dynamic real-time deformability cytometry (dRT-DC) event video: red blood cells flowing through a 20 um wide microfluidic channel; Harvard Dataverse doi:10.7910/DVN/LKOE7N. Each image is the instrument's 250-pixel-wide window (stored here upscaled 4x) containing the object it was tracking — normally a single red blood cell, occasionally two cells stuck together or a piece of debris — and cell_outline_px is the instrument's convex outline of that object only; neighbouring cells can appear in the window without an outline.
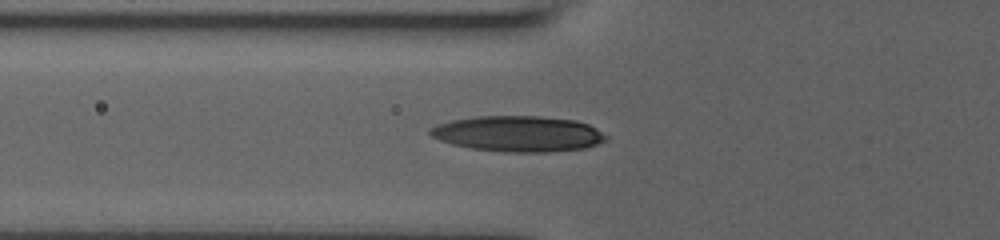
{"species": "human", "species_latin": "Homo sapiens", "temperature_condition": "room temperature", "stored_images_in_passage": 4, "camera_frame_rate_fps": 3000, "um_per_image_px": 0.085, "donor": {"sex": "male"}, "frame": {"image": 1, "passage_image": 2, "time_ms": 0.667, "image_size_px": [1000, 240], "cell_outline_px": [[608, 136], [604, 140], [596, 144], [584, 148], [548, 152], [504, 152], [472, 148], [452, 144], [440, 140], [432, 136], [428, 132], [428, 128], [436, 124], [452, 120], [476, 116], [540, 116], [576, 120], [588, 124], [596, 128]], "centroid_in_image_um": [44.02, 11.36], "position_along_channel_um": 81.8, "area_um2": 36.65}}
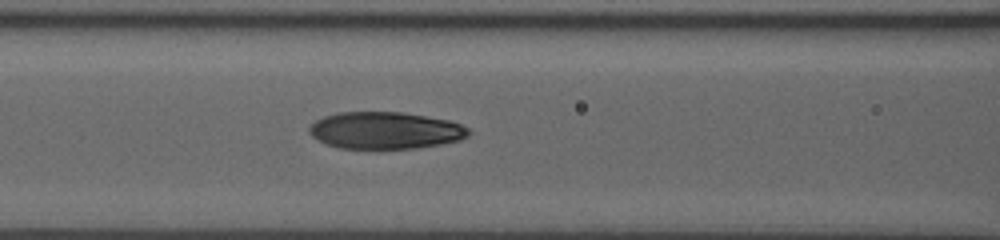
{"frame": {"image": 2, "passage_image": 4, "time_ms": 2.0, "image_size_px": [1000, 240], "cell_outline_px": [[472, 132], [468, 136], [460, 140], [440, 144], [412, 148], [340, 148], [328, 144], [312, 136], [308, 132], [308, 128], [316, 120], [324, 116], [336, 112], [400, 112], [448, 120], [460, 124], [468, 128]], "centroid_in_image_um": [32.74, 11.08], "position_along_channel_um": 133.9, "area_um2": 34.1}}